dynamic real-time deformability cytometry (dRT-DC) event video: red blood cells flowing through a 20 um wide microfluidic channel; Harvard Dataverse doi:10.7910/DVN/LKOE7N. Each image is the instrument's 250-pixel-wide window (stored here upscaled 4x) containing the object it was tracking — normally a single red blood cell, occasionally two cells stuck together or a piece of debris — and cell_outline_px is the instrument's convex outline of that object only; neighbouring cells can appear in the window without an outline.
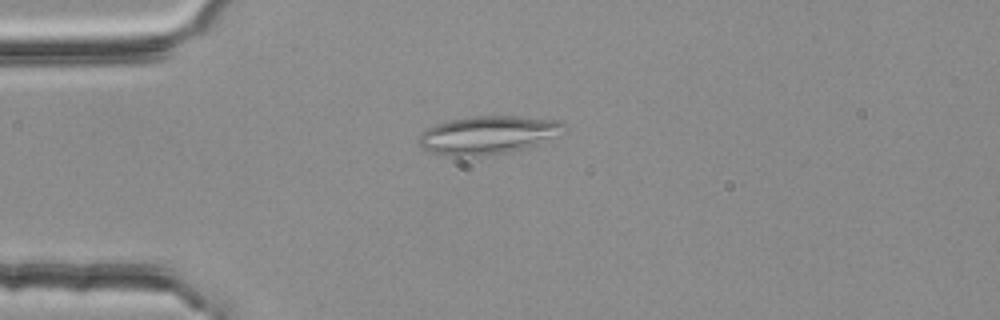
{"species": "common noctule bat (a hibernating species)", "species_latin": "Nyctalus noctula", "temperature_condition": "room temperature", "stored_images_in_passage": 54, "segment_of_instrument_passage": [1, 2], "camera_frame_rate_fps": 3000, "um_per_image_px": 0.085, "animal": {"sex": "female", "body_mass_g": 25.1}, "frame": {"image": 1, "passage_image": 14, "time_ms": 4.333, "image_size_px": [1000, 320], "cell_outline_px": [[568, 128], [560, 136], [528, 148], [508, 152], [476, 156], [452, 156], [432, 152], [424, 148], [416, 140], [420, 132], [436, 124], [452, 120], [476, 116], [516, 116], [560, 120]], "centroid_in_image_um": [41.55, 11.47], "position_along_channel_um": 43.5, "area_um2": 32.54}}